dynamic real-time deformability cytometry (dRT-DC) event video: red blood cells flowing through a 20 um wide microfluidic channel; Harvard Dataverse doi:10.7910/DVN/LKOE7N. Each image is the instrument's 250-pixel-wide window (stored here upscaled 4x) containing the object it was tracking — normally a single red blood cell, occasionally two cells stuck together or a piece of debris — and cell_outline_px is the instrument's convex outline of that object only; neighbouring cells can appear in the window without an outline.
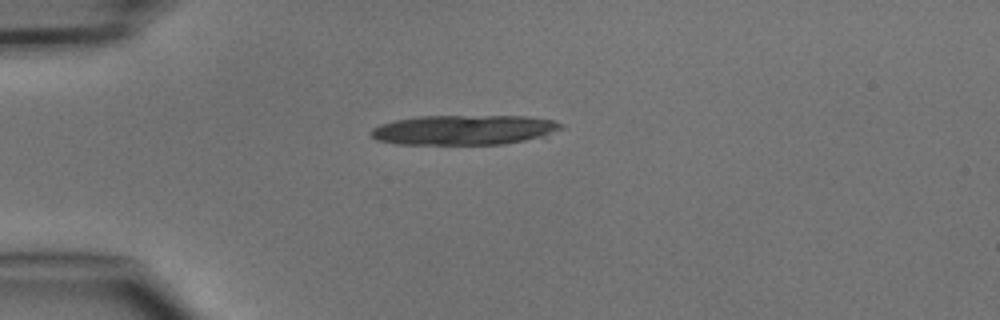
{"species": "common noctule bat (a hibernating species)", "species_latin": "Nyctalus noctula", "temperature_condition": "cold", "stored_images_in_passage": 3, "camera_frame_rate_fps": 3000, "um_per_image_px": 0.085, "animal": {"sex": "male", "body_mass_g": 15.6}, "frame": {"image": 1, "passage_image": 1, "time_ms": 0.0, "image_size_px": [1000, 320], "cell_outline_px": [[564, 128], [544, 136], [504, 144], [396, 144], [376, 140], [368, 132], [372, 128], [380, 124], [396, 120], [420, 116], [528, 116], [552, 120], [564, 124]], "centroid_in_image_um": [39.43, 11.04], "position_along_channel_um": 45.6, "area_um2": 33.12}}